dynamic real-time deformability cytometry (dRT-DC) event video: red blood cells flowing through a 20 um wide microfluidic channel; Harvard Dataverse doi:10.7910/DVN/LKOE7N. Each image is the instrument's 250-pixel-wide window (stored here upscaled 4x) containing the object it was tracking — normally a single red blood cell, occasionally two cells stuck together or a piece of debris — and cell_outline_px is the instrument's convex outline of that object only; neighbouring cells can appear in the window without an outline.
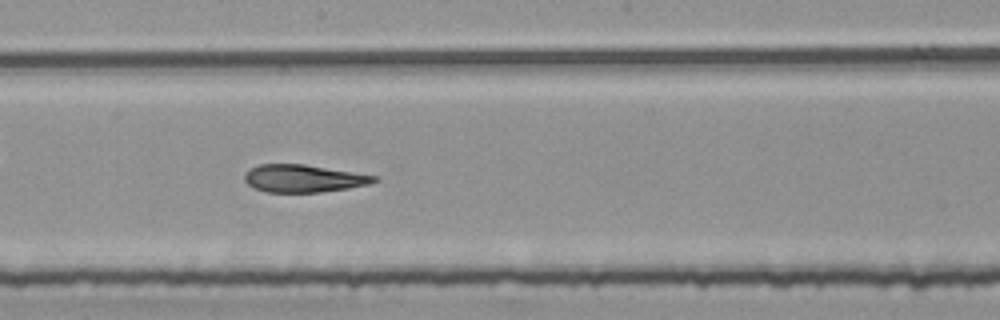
{"species": "common noctule bat (a hibernating species)", "species_latin": "Nyctalus noctula", "temperature_condition": "room temperature", "stored_images_in_passage": 52, "segment_of_instrument_passage": [2, 2], "camera_frame_rate_fps": 3000, "um_per_image_px": 0.085, "animal": {"sex": "female", "body_mass_g": 25.1}, "frame": {"image": 1, "passage_image": 28, "time_ms": 9.0, "image_size_px": [1000, 320], "cell_outline_px": [[376, 180], [368, 184], [348, 188], [320, 192], [268, 192], [256, 188], [248, 184], [244, 180], [244, 172], [260, 164], [304, 164], [376, 176]], "centroid_in_image_um": [25.74, 15.16], "position_along_channel_um": 222.5, "area_um2": 20.46}}
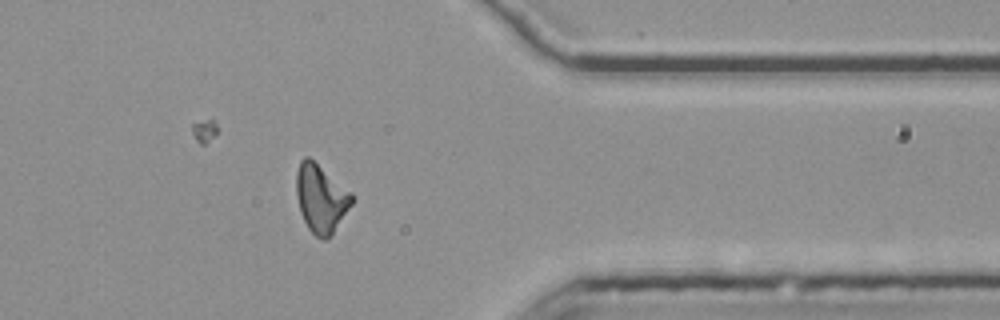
{"frame": {"image": 2, "passage_image": 42, "time_ms": 13.667, "image_size_px": [1000, 320], "cell_outline_px": [[352, 204], [332, 232], [324, 240], [316, 236], [308, 228], [300, 212], [296, 196], [296, 172], [300, 160], [304, 156], [308, 156], [352, 192]], "centroid_in_image_um": [27.25, 16.82], "position_along_channel_um": 384.2, "area_um2": 21.73}}
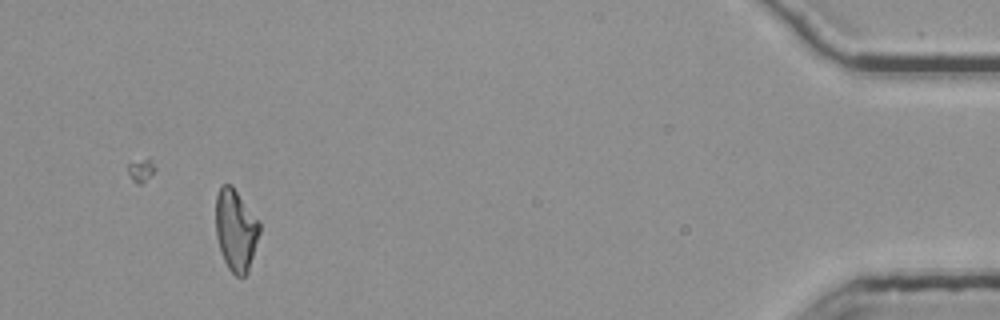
{"frame": {"image": 3, "passage_image": 49, "time_ms": 16.0, "image_size_px": [1000, 320], "cell_outline_px": [[260, 232], [248, 272], [244, 276], [236, 276], [228, 268], [220, 252], [216, 236], [216, 196], [220, 184], [232, 184], [260, 224]], "centroid_in_image_um": [20.02, 19.55], "position_along_channel_um": 415.2, "area_um2": 20.81}}